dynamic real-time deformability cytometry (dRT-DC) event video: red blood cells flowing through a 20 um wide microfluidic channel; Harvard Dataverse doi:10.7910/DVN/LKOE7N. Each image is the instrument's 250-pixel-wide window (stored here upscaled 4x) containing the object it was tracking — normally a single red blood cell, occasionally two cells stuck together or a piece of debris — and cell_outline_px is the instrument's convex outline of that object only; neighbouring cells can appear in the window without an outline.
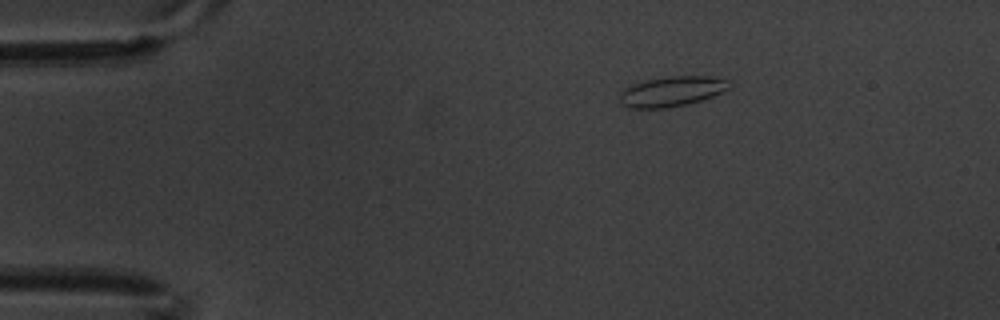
{"species": "common noctule bat (a hibernating species)", "species_latin": "Nyctalus noctula", "temperature_condition": "warm", "stored_images_in_passage": 3, "camera_frame_rate_fps": 3000, "um_per_image_px": 0.085, "animal": {"sex": "male", "body_mass_g": 20.1, "forearm_length_mm": 53.5}, "frame": {"image": 1, "passage_image": 1, "time_ms": 0.0, "image_size_px": [1000, 320], "cell_outline_px": [[728, 88], [712, 96], [688, 104], [664, 108], [628, 108], [620, 100], [620, 92], [624, 88], [632, 84], [648, 80], [672, 76], [712, 76], [728, 80]], "centroid_in_image_um": [57.07, 7.77], "position_along_channel_um": 27.9, "area_um2": 18.9}}